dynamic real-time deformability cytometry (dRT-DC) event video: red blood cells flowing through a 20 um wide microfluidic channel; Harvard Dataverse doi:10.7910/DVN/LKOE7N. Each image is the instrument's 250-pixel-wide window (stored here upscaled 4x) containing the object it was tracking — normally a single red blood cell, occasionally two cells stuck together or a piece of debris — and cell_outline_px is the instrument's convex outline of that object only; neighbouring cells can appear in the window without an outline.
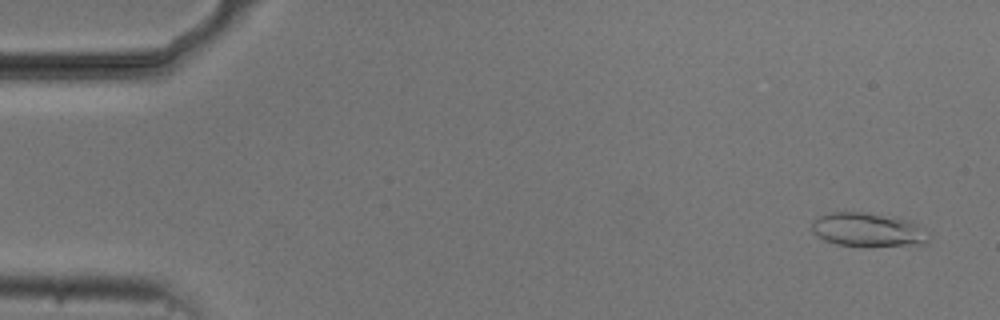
{"species": "common noctule bat (a hibernating species)", "species_latin": "Nyctalus noctula", "temperature_condition": "cold", "stored_images_in_passage": 16, "camera_frame_rate_fps": 3000, "um_per_image_px": 0.085, "animal": {"sex": "male", "body_mass_g": 20.5, "forearm_length_mm": 52.5}, "frame": {"image": 1, "passage_image": 3, "time_ms": 0.667, "image_size_px": [1000, 320], "cell_outline_px": [[928, 244], [836, 244], [824, 240], [812, 232], [812, 220], [816, 216], [828, 212], [860, 212], [900, 216], [912, 220], [924, 228], [928, 232]], "centroid_in_image_um": [73.78, 19.47], "position_along_channel_um": 11.2, "area_um2": 22.95}}